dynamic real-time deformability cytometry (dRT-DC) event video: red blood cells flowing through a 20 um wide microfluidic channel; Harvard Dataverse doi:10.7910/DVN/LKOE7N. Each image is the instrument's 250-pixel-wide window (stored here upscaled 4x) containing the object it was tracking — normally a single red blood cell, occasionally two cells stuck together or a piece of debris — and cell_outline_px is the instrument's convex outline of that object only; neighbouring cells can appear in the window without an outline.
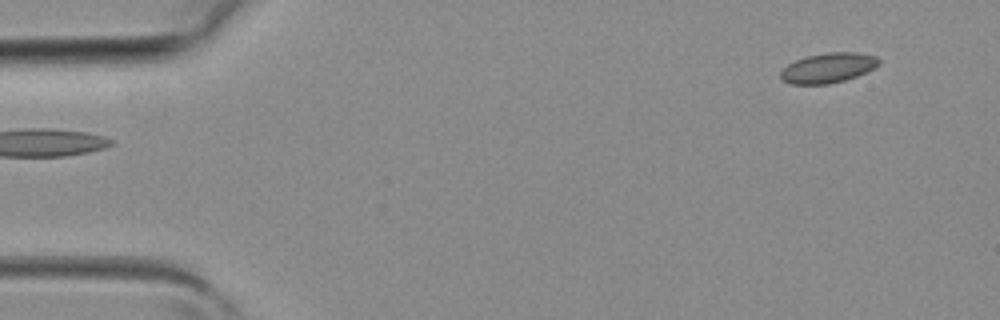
{"species": "common noctule bat (a hibernating species)", "species_latin": "Nyctalus noctula", "temperature_condition": "room temperature", "stored_images_in_passage": 4, "camera_frame_rate_fps": 3000, "um_per_image_px": 0.085, "animal": {"sex": "female", "body_mass_g": 19.3, "forearm_length_mm": 54.1}, "frame": {"image": 1, "passage_image": 1, "time_ms": 0.0, "image_size_px": [1000, 320], "cell_outline_px": [[880, 64], [856, 76], [844, 80], [828, 84], [792, 84], [784, 80], [780, 76], [780, 72], [788, 64], [796, 60], [808, 56], [828, 52], [856, 52], [876, 56], [880, 60]], "centroid_in_image_um": [70.39, 5.76], "position_along_channel_um": 14.6, "area_um2": 16.88}}
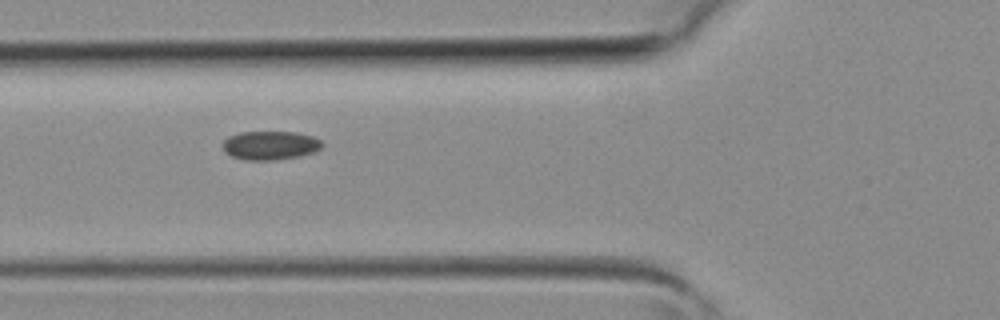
{"frame": {"image": 2, "passage_image": 4, "time_ms": 1.0, "image_size_px": [1000, 320], "cell_outline_px": [[324, 144], [316, 152], [300, 156], [280, 160], [244, 160], [232, 156], [224, 152], [224, 140], [228, 136], [240, 132], [296, 132], [312, 136], [320, 140]], "centroid_in_image_um": [22.99, 12.36], "position_along_channel_um": 102.8, "area_um2": 16.82}}